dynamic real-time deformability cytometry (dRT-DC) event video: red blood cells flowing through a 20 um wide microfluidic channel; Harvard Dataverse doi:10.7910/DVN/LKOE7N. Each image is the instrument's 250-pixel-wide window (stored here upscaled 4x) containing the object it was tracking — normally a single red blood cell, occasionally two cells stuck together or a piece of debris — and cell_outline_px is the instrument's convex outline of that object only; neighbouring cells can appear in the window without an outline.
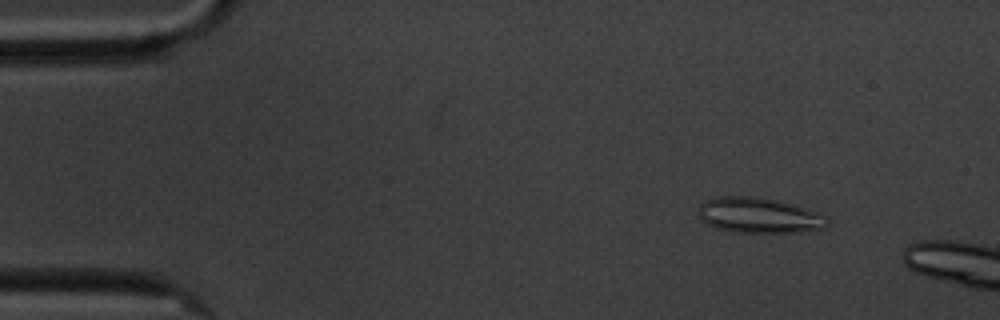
{"species": "common noctule bat (a hibernating species)", "species_latin": "Nyctalus noctula", "temperature_condition": "cold", "stored_images_in_passage": 3, "camera_frame_rate_fps": 3000, "um_per_image_px": 0.085, "animal": {"sex": "male", "body_mass_g": 20.1, "forearm_length_mm": 53.5}, "frame": {"image": 1, "passage_image": 2, "time_ms": 1.0, "image_size_px": [1000, 320], "cell_outline_px": [[828, 224], [824, 228], [800, 232], [736, 232], [720, 228], [708, 224], [700, 220], [700, 204], [704, 200], [720, 196], [756, 196], [780, 200], [792, 204], [820, 216], [828, 220]], "centroid_in_image_um": [64.45, 18.29], "position_along_channel_um": 20.6, "area_um2": 26.07}}